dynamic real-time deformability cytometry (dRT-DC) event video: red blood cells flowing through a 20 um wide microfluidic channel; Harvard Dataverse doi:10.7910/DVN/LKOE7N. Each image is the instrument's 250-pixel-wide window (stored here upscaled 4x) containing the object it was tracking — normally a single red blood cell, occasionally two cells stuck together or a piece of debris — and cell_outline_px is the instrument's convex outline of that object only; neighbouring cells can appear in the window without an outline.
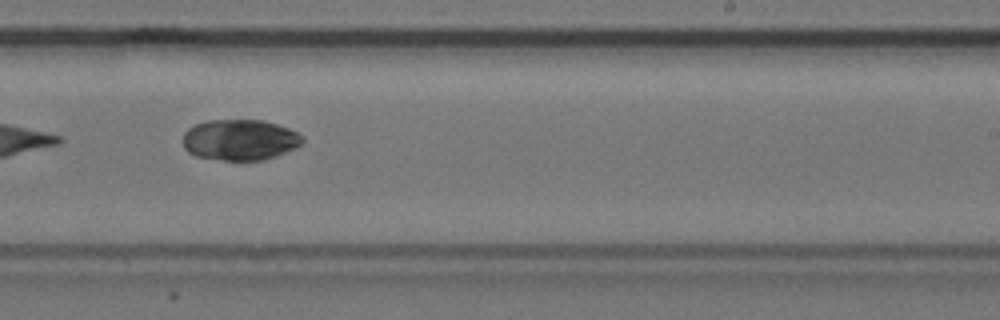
{"species": "common noctule bat (a hibernating species)", "species_latin": "Nyctalus noctula", "temperature_condition": "cold", "stored_images_in_passage": 11, "camera_frame_rate_fps": 3000, "um_per_image_px": 0.085, "animal": {"sex": "female", "body_mass_g": 24.6, "forearm_length_mm": 56.2}, "frame": {"image": 1, "passage_image": 8, "time_ms": 2.333, "image_size_px": [1000, 320], "cell_outline_px": [[304, 140], [296, 148], [276, 156], [264, 160], [220, 160], [196, 156], [188, 152], [184, 148], [184, 132], [188, 128], [196, 124], [208, 120], [264, 120], [288, 128], [304, 136]], "centroid_in_image_um": [20.4, 11.89], "position_along_channel_um": 268.6, "area_um2": 28.55}}